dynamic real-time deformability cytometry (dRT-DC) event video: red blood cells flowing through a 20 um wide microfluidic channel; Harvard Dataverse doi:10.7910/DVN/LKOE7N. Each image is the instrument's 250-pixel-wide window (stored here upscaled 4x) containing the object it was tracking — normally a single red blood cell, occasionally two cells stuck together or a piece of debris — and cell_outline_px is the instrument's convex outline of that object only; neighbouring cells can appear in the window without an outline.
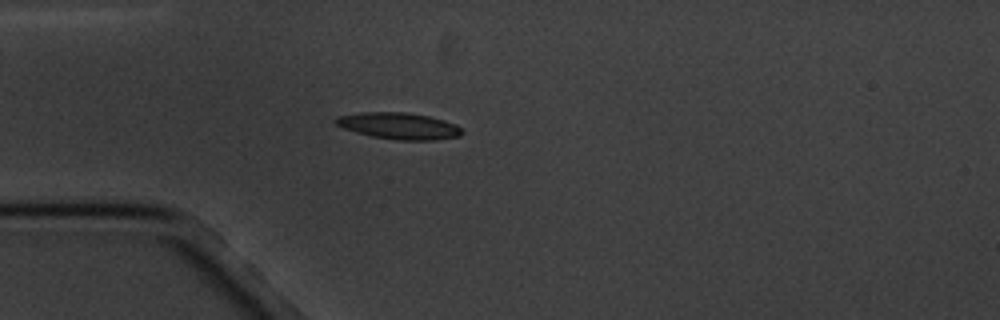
{"species": "common noctule bat (a hibernating species)", "species_latin": "Nyctalus noctula", "temperature_condition": "cold", "stored_images_in_passage": 2, "camera_frame_rate_fps": 3000, "um_per_image_px": 0.085, "animal": {"sex": "male", "body_mass_g": 20.1, "forearm_length_mm": 53.5}, "frame": {"image": 1, "passage_image": 2, "time_ms": 1.0, "image_size_px": [1000, 320], "cell_outline_px": [[464, 132], [460, 136], [432, 140], [396, 140], [372, 136], [356, 132], [344, 128], [336, 124], [332, 120], [336, 116], [360, 112], [408, 112], [428, 116], [444, 120], [456, 124]], "centroid_in_image_um": [33.89, 10.69], "position_along_channel_um": 51.1, "area_um2": 19.59}}